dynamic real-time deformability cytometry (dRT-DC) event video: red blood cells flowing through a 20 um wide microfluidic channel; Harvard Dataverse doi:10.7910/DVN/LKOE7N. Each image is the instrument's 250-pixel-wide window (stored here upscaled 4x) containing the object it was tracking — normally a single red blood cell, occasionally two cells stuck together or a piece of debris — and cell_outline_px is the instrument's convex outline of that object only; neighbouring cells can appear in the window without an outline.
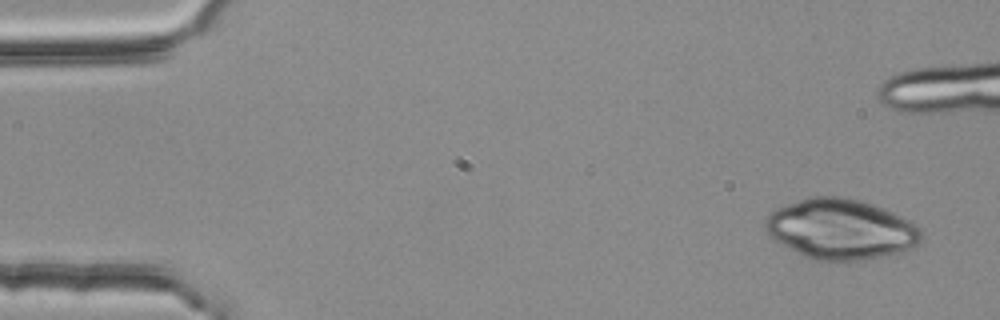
{"species": "common noctule bat (a hibernating species)", "species_latin": "Nyctalus noctula", "temperature_condition": "room temperature", "stored_images_in_passage": 4, "camera_frame_rate_fps": 3000, "um_per_image_px": 0.085, "animal": {"sex": "female", "body_mass_g": 25.1}, "frame": {"image": 1, "passage_image": 1, "time_ms": 0.0, "image_size_px": [1000, 320], "cell_outline_px": [[920, 244], [916, 248], [904, 252], [864, 260], [808, 260], [768, 236], [764, 228], [764, 220], [776, 208], [812, 196], [844, 196], [860, 200], [884, 208], [916, 224], [920, 228]], "centroid_in_image_um": [71.47, 19.49], "position_along_channel_um": 13.5, "area_um2": 55.2}}